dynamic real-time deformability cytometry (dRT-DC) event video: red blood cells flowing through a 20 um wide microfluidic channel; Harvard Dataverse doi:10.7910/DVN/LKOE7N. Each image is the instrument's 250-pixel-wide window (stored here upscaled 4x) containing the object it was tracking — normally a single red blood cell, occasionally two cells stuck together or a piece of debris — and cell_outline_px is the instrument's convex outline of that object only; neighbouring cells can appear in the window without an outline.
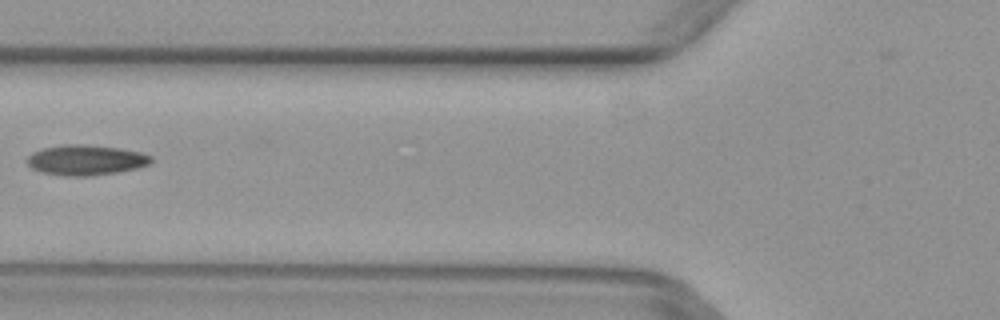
{"species": "common noctule bat (a hibernating species)", "species_latin": "Nyctalus noctula", "temperature_condition": "warm", "stored_images_in_passage": 7, "camera_frame_rate_fps": 3000, "um_per_image_px": 0.085, "animal": {"sex": "female", "body_mass_g": 29.2, "forearm_length_mm": 56.3}, "frame": {"image": 1, "passage_image": 6, "time_ms": 1.667, "image_size_px": [1000, 320], "cell_outline_px": [[152, 160], [148, 164], [136, 168], [116, 172], [88, 176], [64, 176], [40, 172], [32, 168], [28, 164], [28, 156], [32, 152], [44, 148], [64, 144], [84, 144], [120, 148], [140, 152], [152, 156]], "centroid_in_image_um": [7.28, 13.6], "position_along_channel_um": 118.5, "area_um2": 21.79}}